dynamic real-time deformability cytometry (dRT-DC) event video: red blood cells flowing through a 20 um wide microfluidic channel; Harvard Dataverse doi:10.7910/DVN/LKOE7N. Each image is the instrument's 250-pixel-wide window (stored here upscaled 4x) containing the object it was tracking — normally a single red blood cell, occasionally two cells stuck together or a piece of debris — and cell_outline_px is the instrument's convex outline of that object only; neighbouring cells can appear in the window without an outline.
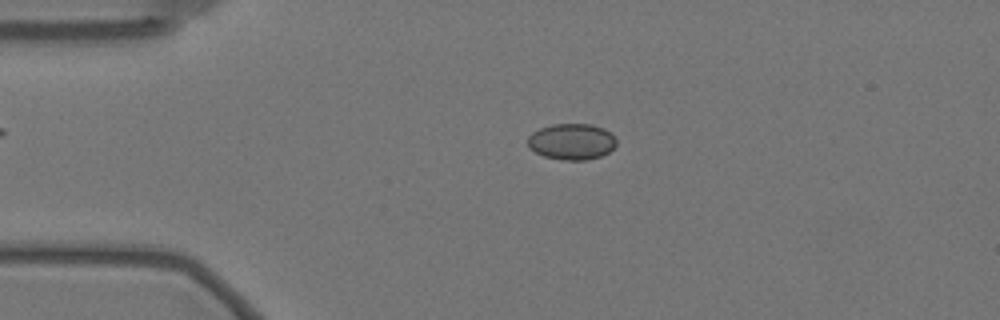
{"species": "Egyptian fruit bat (a non-hibernating species)", "species_latin": "Rousettus aegyptiacus", "temperature_condition": "warm", "stored_images_in_passage": 57, "camera_frame_rate_fps": 3000, "um_per_image_px": 0.085, "animal": {"sex": "female"}, "frame": {"image": 1, "passage_image": 12, "time_ms": 3.667, "image_size_px": [1000, 320], "cell_outline_px": [[616, 144], [608, 152], [600, 156], [588, 160], [560, 160], [544, 156], [528, 148], [528, 136], [532, 132], [540, 128], [552, 124], [592, 124], [604, 128], [612, 132], [616, 140]], "centroid_in_image_um": [48.59, 12.03], "position_along_channel_um": 36.4, "area_um2": 18.84}}
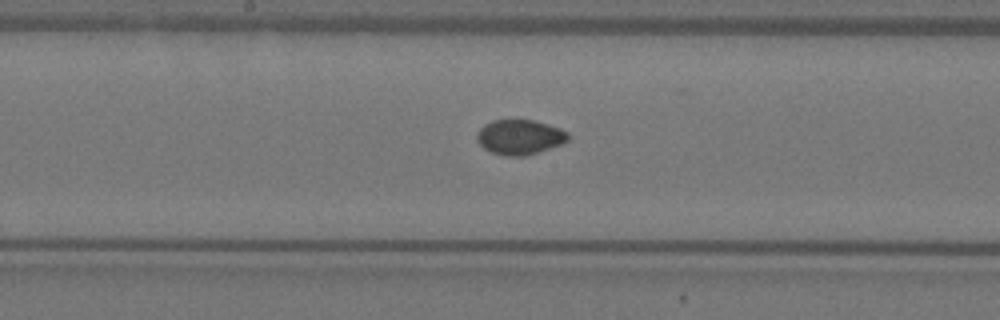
{"frame": {"image": 2, "passage_image": 29, "time_ms": 9.333, "image_size_px": [1000, 320], "cell_outline_px": [[568, 140], [560, 144], [524, 156], [504, 156], [492, 152], [484, 148], [476, 140], [476, 136], [480, 128], [484, 124], [492, 120], [536, 120], [560, 128], [568, 132]], "centroid_in_image_um": [44.15, 11.64], "position_along_channel_um": 204.0, "area_um2": 18.44}}
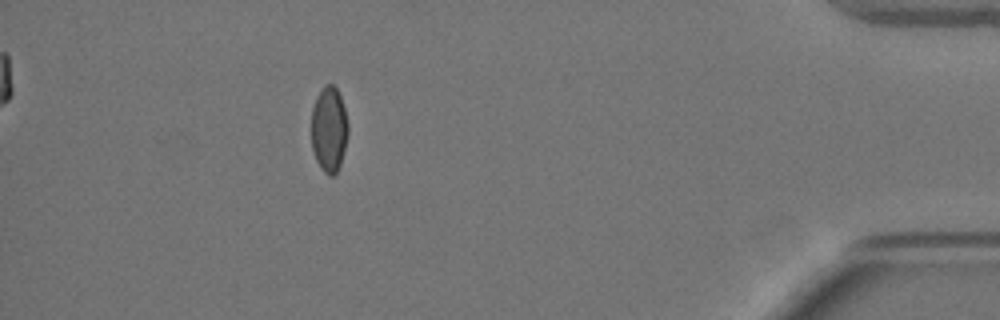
{"frame": {"image": 3, "passage_image": 51, "time_ms": 16.667, "image_size_px": [1000, 320], "cell_outline_px": [[348, 136], [340, 164], [336, 172], [332, 176], [328, 176], [320, 168], [316, 160], [312, 148], [312, 108], [316, 96], [324, 84], [332, 84], [336, 88], [340, 96], [344, 108], [348, 124]], "centroid_in_image_um": [27.96, 10.99], "position_along_channel_um": 407.2, "area_um2": 18.32}, "authors_computed_cell_mechanics": {"area_um2": 18.6116, "velocity_mm_per_s": 3.5128, "shape_relaxation_time_tau1_ms": 8.9804, "shape_relaxation_time_tau2_ms": 1.2078, "deformation_change_tau1": 0.1379, "deformation_change_tau2": 0.0271}}